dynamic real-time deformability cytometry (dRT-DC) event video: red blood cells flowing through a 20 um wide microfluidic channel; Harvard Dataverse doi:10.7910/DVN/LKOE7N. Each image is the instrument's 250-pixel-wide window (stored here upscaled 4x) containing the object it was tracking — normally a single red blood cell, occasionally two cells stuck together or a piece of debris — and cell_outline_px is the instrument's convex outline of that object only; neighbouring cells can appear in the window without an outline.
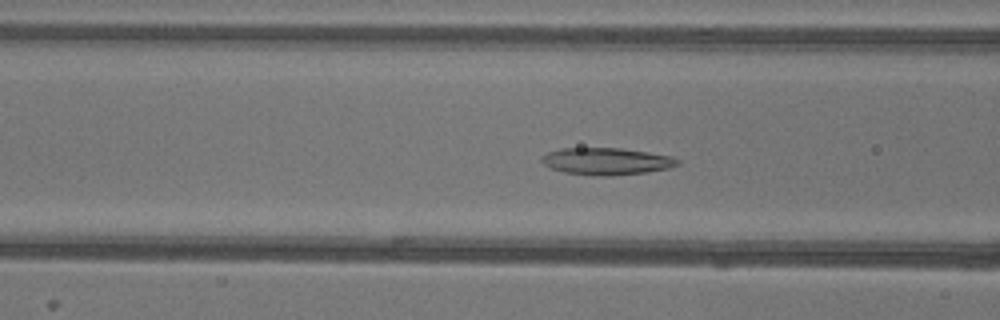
{"species": "common noctule bat (a hibernating species)", "species_latin": "Nyctalus noctula", "temperature_condition": "warm", "stored_images_in_passage": 43, "camera_frame_rate_fps": 3000, "um_per_image_px": 0.085, "animal": {"sex": "female"}, "frame": {"image": 1, "passage_image": 19, "time_ms": 6.0, "image_size_px": [1000, 320], "cell_outline_px": [[680, 164], [668, 168], [644, 172], [612, 176], [600, 176], [564, 172], [552, 168], [544, 164], [540, 160], [540, 156], [548, 152], [560, 148], [620, 148], [648, 152], [672, 156], [680, 160]], "centroid_in_image_um": [51.54, 13.7], "position_along_channel_um": 115.1, "area_um2": 21.39}}
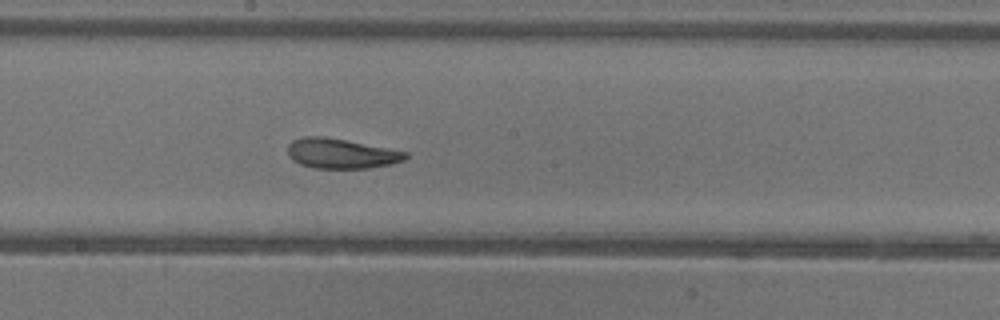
{"frame": {"image": 2, "passage_image": 27, "time_ms": 8.667, "image_size_px": [1000, 320], "cell_outline_px": [[408, 156], [404, 160], [392, 164], [368, 168], [316, 168], [300, 164], [292, 160], [288, 156], [288, 144], [292, 140], [304, 136], [324, 136], [348, 140], [408, 152]], "centroid_in_image_um": [28.98, 13.04], "position_along_channel_um": 219.2, "area_um2": 20.69}}
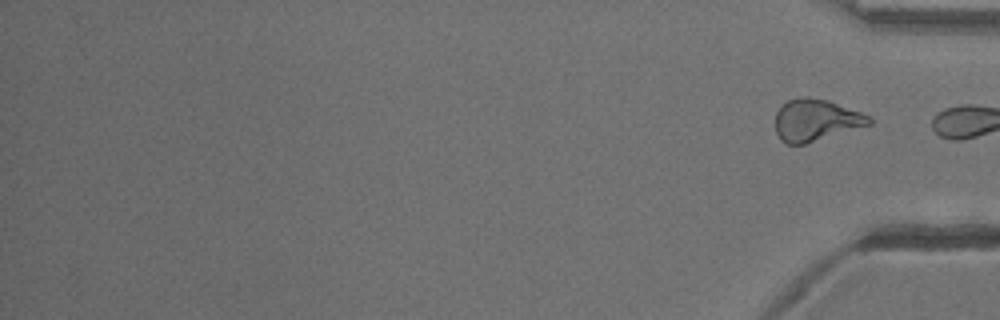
{"frame": {"image": 3, "passage_image": 43, "time_ms": 14.0, "image_size_px": [1000, 320], "cell_outline_px": [[872, 124], [804, 144], [788, 144], [780, 140], [776, 132], [776, 112], [788, 100], [800, 96], [804, 96], [824, 100], [860, 112], [868, 116], [872, 120]], "centroid_in_image_um": [69.32, 10.22], "position_along_channel_um": 365.9, "area_um2": 22.43}, "authors_computed_cell_mechanics": {"area_um2": 21.7328, "velocity_mm_per_s": 3.9009, "shape_relaxation_time_tau1_ms": null, "shape_relaxation_time_tau2_ms": 2.7179, "deformation_change_tau1": null, "deformation_change_tau2": 0.0986}}